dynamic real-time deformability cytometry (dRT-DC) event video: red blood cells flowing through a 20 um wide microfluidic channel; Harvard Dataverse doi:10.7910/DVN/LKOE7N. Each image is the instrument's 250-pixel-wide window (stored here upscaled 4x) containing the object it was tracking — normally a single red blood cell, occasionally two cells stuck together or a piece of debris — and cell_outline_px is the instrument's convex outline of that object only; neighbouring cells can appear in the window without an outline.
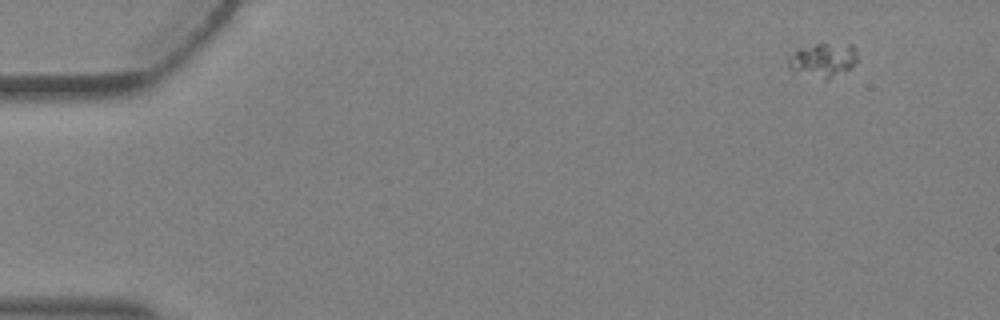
{"species": "Egyptian fruit bat (a non-hibernating species)", "species_latin": "Rousettus aegyptiacus", "temperature_condition": "warm", "stored_images_in_passage": 3, "camera_frame_rate_fps": 3000, "um_per_image_px": 0.085, "animal": {"sex": "female"}, "frame": {"image": 1, "passage_image": 1, "time_ms": 0.0, "image_size_px": [1000, 320], "cell_outline_px": [[856, 60], [848, 68], [828, 80], [824, 80], [788, 68], [788, 60], [796, 48], [816, 44], [852, 44], [856, 52]], "centroid_in_image_um": [69.93, 5.08], "position_along_channel_um": 15.1, "area_um2": 13.35}}
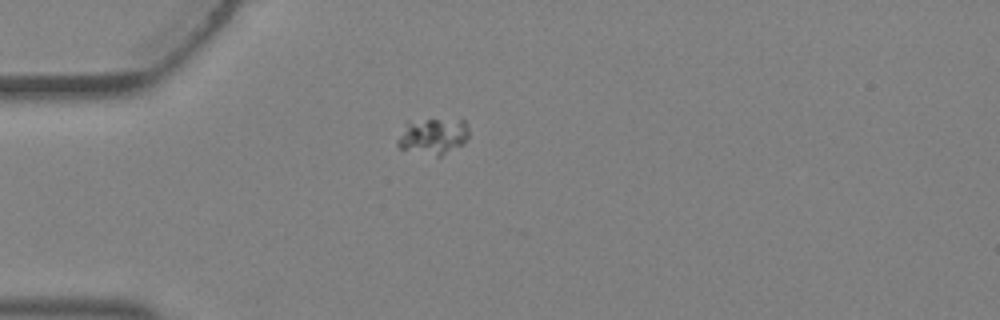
{"frame": {"image": 2, "passage_image": 3, "time_ms": 0.667, "image_size_px": [1000, 320], "cell_outline_px": [[468, 136], [464, 144], [440, 156], [436, 156], [400, 148], [396, 144], [396, 140], [404, 120], [464, 120], [468, 128]], "centroid_in_image_um": [36.75, 11.56], "position_along_channel_um": 48.3, "area_um2": 15.2}}